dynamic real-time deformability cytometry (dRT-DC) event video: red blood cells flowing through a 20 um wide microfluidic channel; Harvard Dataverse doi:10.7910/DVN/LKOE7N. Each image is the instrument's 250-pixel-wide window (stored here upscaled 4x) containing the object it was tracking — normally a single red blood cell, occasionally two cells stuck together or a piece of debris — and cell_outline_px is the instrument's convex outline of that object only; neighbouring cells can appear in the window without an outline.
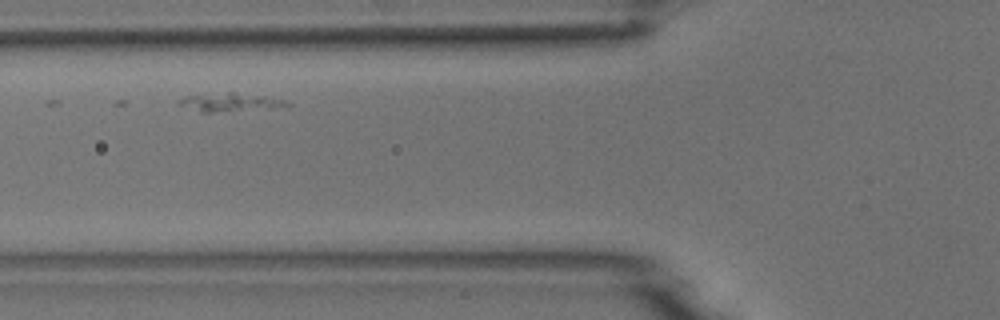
{"species": "common noctule bat (a hibernating species)", "species_latin": "Nyctalus noctula", "temperature_condition": "room temperature", "stored_images_in_passage": 34, "camera_frame_rate_fps": 3000, "um_per_image_px": 0.085, "animal": {"sex": "male", "body_mass_g": 18.8}, "frame": {"image": 1, "passage_image": 7, "time_ms": 2.0, "image_size_px": [1000, 320], "cell_outline_px": [[292, 104], [272, 108], [212, 112], [204, 112], [176, 104], [180, 100], [188, 96], [228, 92], [232, 92], [264, 96], [284, 100]], "centroid_in_image_um": [19.57, 8.69], "position_along_channel_um": 106.2, "area_um2": 11.1}}
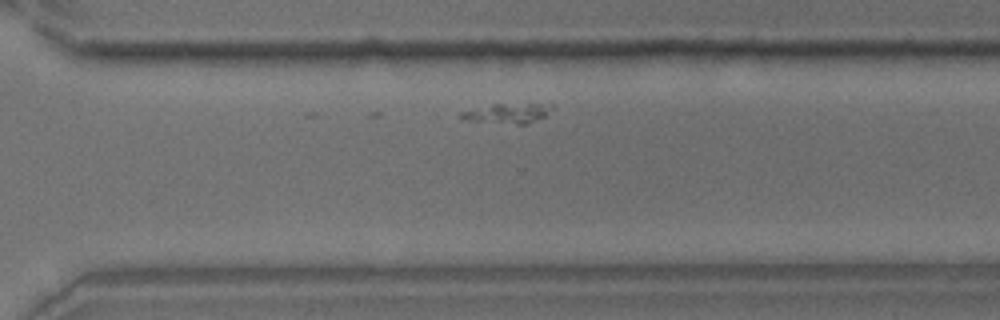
{"frame": {"image": 2, "passage_image": 26, "time_ms": 8.333, "image_size_px": [1000, 320], "cell_outline_px": [[552, 108], [544, 116], [524, 124], [516, 124], [460, 120], [456, 116], [460, 112], [492, 104], [552, 104]], "centroid_in_image_um": [43.02, 9.63], "position_along_channel_um": 327.6, "area_um2": 10.4}}